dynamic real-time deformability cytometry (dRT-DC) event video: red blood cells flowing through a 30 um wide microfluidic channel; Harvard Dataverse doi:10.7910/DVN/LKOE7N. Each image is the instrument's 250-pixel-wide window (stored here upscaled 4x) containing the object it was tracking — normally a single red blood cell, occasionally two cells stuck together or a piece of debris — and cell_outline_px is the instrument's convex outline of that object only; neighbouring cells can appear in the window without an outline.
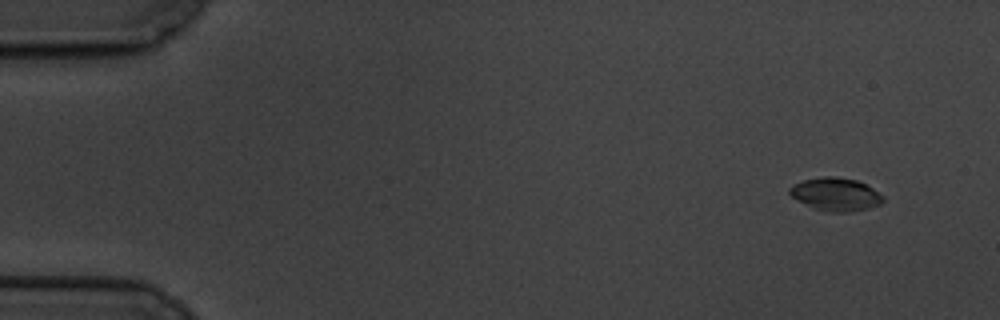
{"species": "common noctule bat (a hibernating species)", "species_latin": "Nyctalus noctula", "temperature_condition": "cold", "stored_images_in_passage": 5, "camera_frame_rate_fps": 3000, "um_per_image_px": 0.085, "animal": {"sex": "male", "body_mass_g": 19.5, "forearm_length_mm": 54.6}, "frame": {"image": 1, "passage_image": 1, "time_ms": 0.0, "image_size_px": [1000, 320], "cell_outline_px": [[884, 200], [880, 204], [868, 208], [848, 212], [828, 212], [816, 208], [792, 196], [788, 192], [788, 188], [792, 184], [804, 180], [824, 176], [836, 176], [856, 180], [872, 188], [884, 196]], "centroid_in_image_um": [71.04, 16.5], "position_along_channel_um": 14.0, "area_um2": 17.74}}
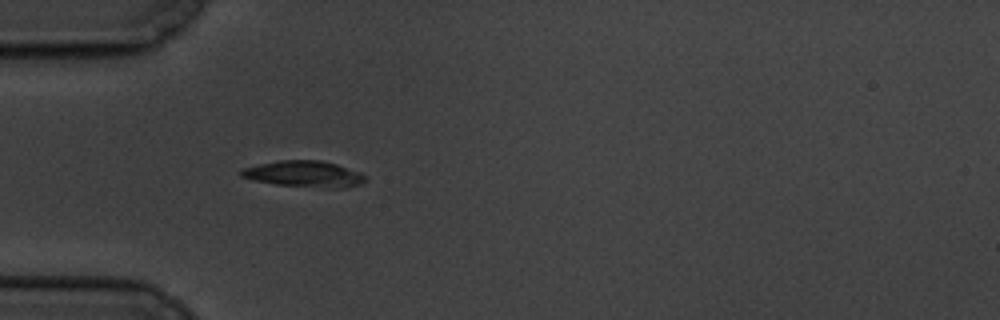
{"frame": {"image": 2, "passage_image": 5, "time_ms": 4.667, "image_size_px": [1000, 320], "cell_outline_px": [[368, 180], [360, 184], [344, 188], [328, 188], [276, 184], [252, 180], [240, 176], [240, 172], [244, 168], [260, 164], [280, 160], [320, 160], [336, 164], [360, 172], [368, 176]], "centroid_in_image_um": [25.91, 14.79], "position_along_channel_um": 59.1, "area_um2": 18.96}}